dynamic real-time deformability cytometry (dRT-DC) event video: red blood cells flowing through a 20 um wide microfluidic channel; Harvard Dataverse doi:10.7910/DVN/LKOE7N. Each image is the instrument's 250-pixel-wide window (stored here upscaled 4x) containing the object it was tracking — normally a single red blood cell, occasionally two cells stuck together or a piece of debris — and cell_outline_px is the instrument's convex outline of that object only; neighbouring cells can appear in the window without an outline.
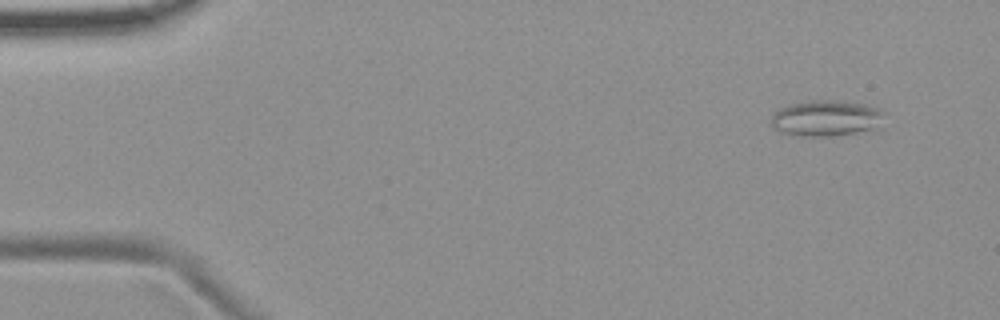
{"species": "common noctule bat (a hibernating species)", "species_latin": "Nyctalus noctula", "temperature_condition": "room temperature", "stored_images_in_passage": 5, "camera_frame_rate_fps": 3000, "um_per_image_px": 0.085, "animal": {"sex": "female", "body_mass_g": 19.9}, "frame": {"image": 1, "passage_image": 1, "time_ms": 0.0, "image_size_px": [1000, 320], "cell_outline_px": [[884, 112], [880, 128], [876, 132], [828, 136], [804, 136], [780, 132], [772, 124], [772, 116], [780, 108], [792, 104], [812, 100], [828, 100], [860, 104], [880, 108]], "centroid_in_image_um": [70.33, 10.08], "position_along_channel_um": 14.7, "area_um2": 23.87}}
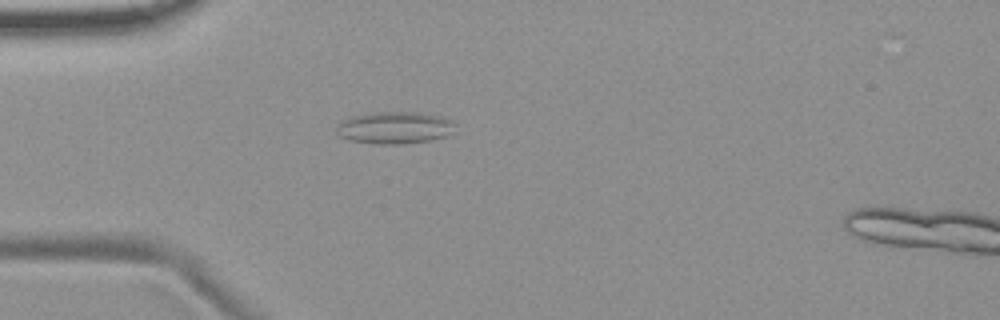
{"frame": {"image": 2, "passage_image": 4, "time_ms": 3.667, "image_size_px": [1000, 320], "cell_outline_px": [[452, 132], [448, 136], [432, 140], [400, 144], [376, 144], [348, 140], [336, 136], [336, 132], [340, 124], [344, 120], [352, 116], [376, 112], [420, 112], [444, 116], [452, 120]], "centroid_in_image_um": [33.55, 10.86], "position_along_channel_um": 51.4, "area_um2": 22.31}}